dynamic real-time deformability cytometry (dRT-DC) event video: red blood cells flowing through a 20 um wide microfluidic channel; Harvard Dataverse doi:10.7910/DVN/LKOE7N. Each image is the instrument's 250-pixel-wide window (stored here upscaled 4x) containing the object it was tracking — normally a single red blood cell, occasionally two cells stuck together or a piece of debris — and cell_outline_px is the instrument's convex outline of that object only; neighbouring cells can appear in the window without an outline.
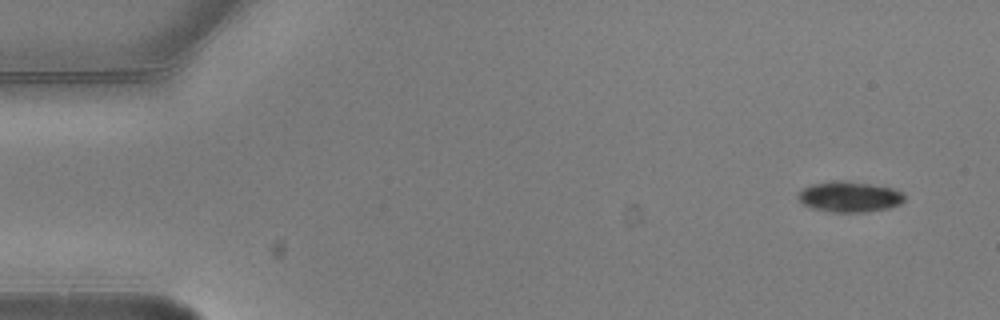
{"species": "common noctule bat (a hibernating species)", "species_latin": "Nyctalus noctula", "temperature_condition": "warm", "stored_images_in_passage": 4, "camera_frame_rate_fps": 3000, "um_per_image_px": 0.085, "animal": {"sex": "male", "body_mass_g": 20.5, "forearm_length_mm": 52.5}, "frame": {"image": 1, "passage_image": 1, "time_ms": 0.0, "image_size_px": [1000, 320], "cell_outline_px": [[904, 200], [900, 204], [888, 208], [864, 212], [828, 212], [812, 208], [804, 204], [796, 196], [796, 192], [800, 188], [812, 184], [840, 180], [844, 180], [892, 188], [900, 192], [904, 196]], "centroid_in_image_um": [72.14, 16.73], "position_along_channel_um": 12.9, "area_um2": 18.96}}
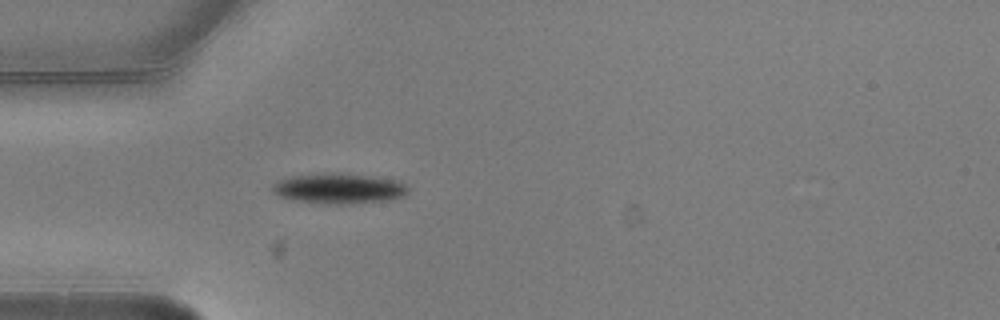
{"frame": {"image": 2, "passage_image": 4, "time_ms": 1.0, "image_size_px": [1000, 320], "cell_outline_px": [[408, 192], [404, 196], [392, 200], [352, 204], [328, 204], [292, 200], [280, 196], [272, 192], [272, 184], [280, 180], [292, 176], [368, 176], [392, 180], [404, 184], [408, 188]], "centroid_in_image_um": [28.82, 16.1], "position_along_channel_um": 56.2, "area_um2": 22.83}}